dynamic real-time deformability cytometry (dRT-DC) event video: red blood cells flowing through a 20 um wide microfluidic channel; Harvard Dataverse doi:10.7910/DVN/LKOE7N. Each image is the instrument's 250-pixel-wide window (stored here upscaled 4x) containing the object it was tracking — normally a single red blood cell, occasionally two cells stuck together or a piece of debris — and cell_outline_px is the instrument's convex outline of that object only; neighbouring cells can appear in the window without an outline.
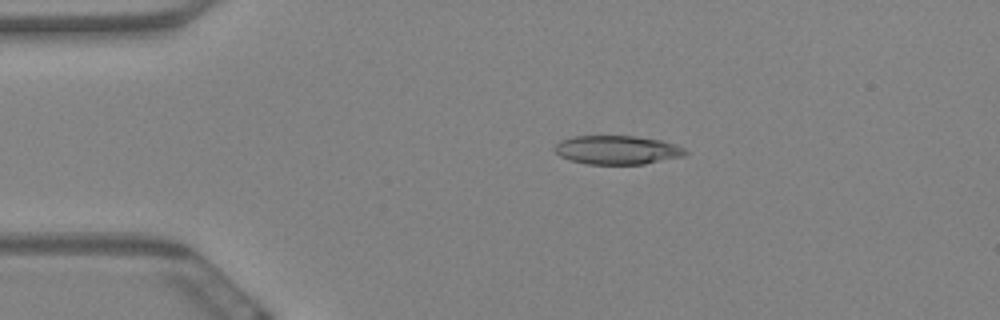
{"species": "Egyptian fruit bat (a non-hibernating species)", "species_latin": "Rousettus aegyptiacus", "temperature_condition": "warm", "stored_images_in_passage": 57, "camera_frame_rate_fps": 3000, "um_per_image_px": 0.085, "animal": {"sex": "female"}, "frame": {"image": 1, "passage_image": 10, "time_ms": 3.0, "image_size_px": [1000, 320], "cell_outline_px": [[688, 152], [684, 156], [644, 164], [588, 164], [572, 160], [560, 156], [552, 148], [560, 140], [572, 136], [636, 136], [660, 140], [676, 144], [684, 148]], "centroid_in_image_um": [52.46, 12.74], "position_along_channel_um": 32.5, "area_um2": 21.96}}
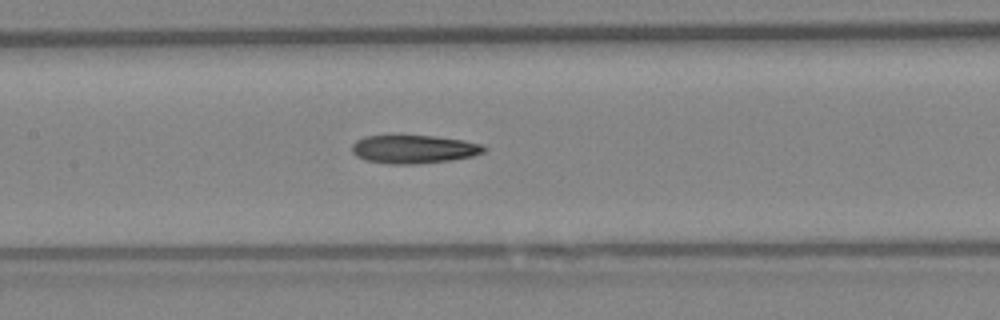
{"frame": {"image": 2, "passage_image": 26, "time_ms": 8.333, "image_size_px": [1000, 320], "cell_outline_px": [[488, 148], [484, 152], [472, 156], [448, 160], [412, 164], [388, 164], [364, 160], [356, 156], [352, 152], [352, 144], [356, 140], [364, 136], [388, 132], [432, 136], [464, 140], [484, 144]], "centroid_in_image_um": [35.1, 12.63], "position_along_channel_um": 172.3, "area_um2": 22.77}}
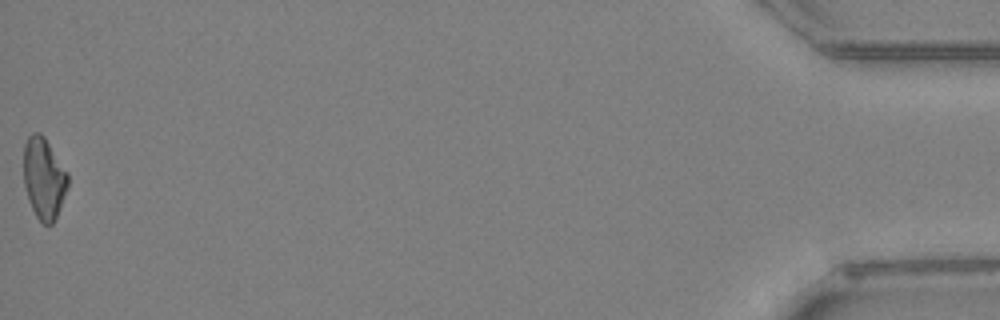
{"frame": {"image": 3, "passage_image": 57, "time_ms": 18.667, "image_size_px": [1000, 320], "cell_outline_px": [[68, 188], [60, 208], [52, 224], [44, 224], [36, 216], [28, 200], [24, 184], [24, 144], [28, 136], [32, 132], [40, 132], [44, 136], [68, 172]], "centroid_in_image_um": [3.73, 15.13], "position_along_channel_um": 431.5, "area_um2": 21.04}, "authors_computed_cell_mechanics": {"area_um2": 21.9062, "velocity_mm_per_s": 3.4817, "shape_relaxation_time_tau1_ms": 11.3864, "shape_relaxation_time_tau2_ms": 5.2013, "deformation_change_tau1": 0.2609, "deformation_change_tau2": 0.1571}}